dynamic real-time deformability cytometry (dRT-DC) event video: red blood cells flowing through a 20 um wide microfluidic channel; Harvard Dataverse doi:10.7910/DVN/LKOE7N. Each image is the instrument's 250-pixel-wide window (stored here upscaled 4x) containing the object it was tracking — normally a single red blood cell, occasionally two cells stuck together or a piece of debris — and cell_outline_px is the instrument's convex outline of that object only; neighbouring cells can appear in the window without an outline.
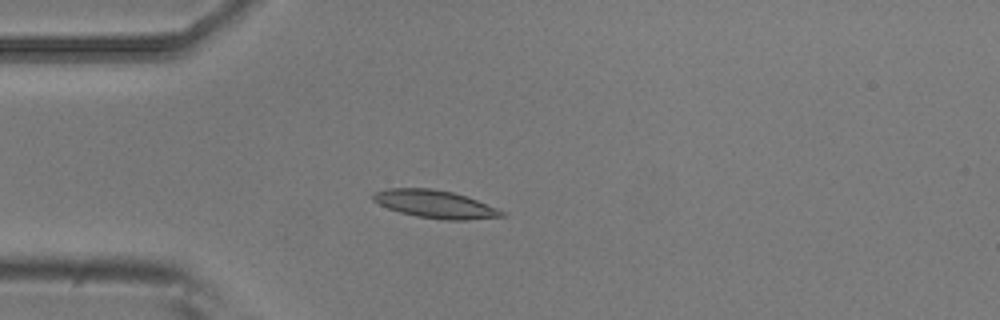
{"species": "common noctule bat (a hibernating species)", "species_latin": "Nyctalus noctula", "temperature_condition": "room temperature", "stored_images_in_passage": 4, "camera_frame_rate_fps": 3000, "um_per_image_px": 0.085, "animal": {"sex": "male", "body_mass_g": 20.5, "forearm_length_mm": 52.5}, "frame": {"image": 1, "passage_image": 4, "time_ms": 1.0, "image_size_px": [1000, 320], "cell_outline_px": [[508, 216], [468, 220], [444, 220], [416, 216], [400, 212], [388, 208], [372, 200], [372, 196], [376, 192], [388, 188], [432, 188], [452, 192], [476, 200], [496, 208], [504, 212]], "centroid_in_image_um": [36.99, 17.36], "position_along_channel_um": 48.0, "area_um2": 20.69}}